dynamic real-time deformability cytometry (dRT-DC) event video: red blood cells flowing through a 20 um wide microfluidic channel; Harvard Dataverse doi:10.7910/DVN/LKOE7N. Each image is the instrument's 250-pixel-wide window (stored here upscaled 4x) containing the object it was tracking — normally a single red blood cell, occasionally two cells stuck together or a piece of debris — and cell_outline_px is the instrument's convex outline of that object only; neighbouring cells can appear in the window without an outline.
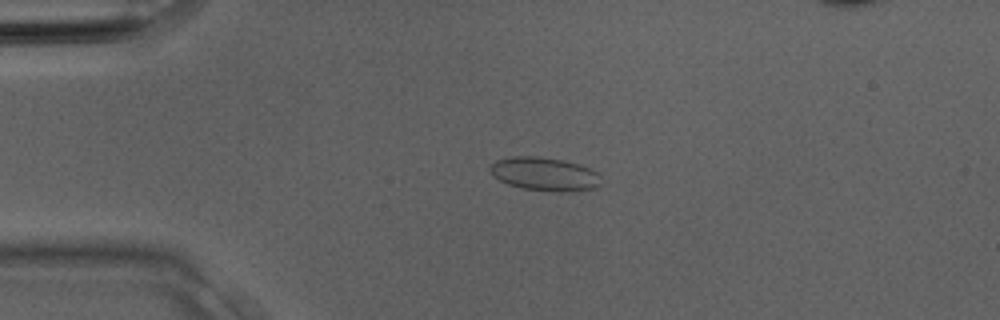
{"species": "Egyptian fruit bat (a non-hibernating species)", "species_latin": "Rousettus aegyptiacus", "temperature_condition": "room temperature", "stored_images_in_passage": 2, "camera_frame_rate_fps": 3000, "um_per_image_px": 0.085, "animal": {"sex": "male"}, "frame": {"image": 1, "passage_image": 1, "time_ms": 0.0, "image_size_px": [1000, 320], "cell_outline_px": [[600, 184], [596, 188], [568, 192], [524, 188], [508, 184], [500, 180], [488, 168], [496, 160], [512, 156], [536, 156], [564, 160], [580, 164], [596, 172], [600, 176]], "centroid_in_image_um": [46.31, 14.78], "position_along_channel_um": 38.7, "area_um2": 21.39}}